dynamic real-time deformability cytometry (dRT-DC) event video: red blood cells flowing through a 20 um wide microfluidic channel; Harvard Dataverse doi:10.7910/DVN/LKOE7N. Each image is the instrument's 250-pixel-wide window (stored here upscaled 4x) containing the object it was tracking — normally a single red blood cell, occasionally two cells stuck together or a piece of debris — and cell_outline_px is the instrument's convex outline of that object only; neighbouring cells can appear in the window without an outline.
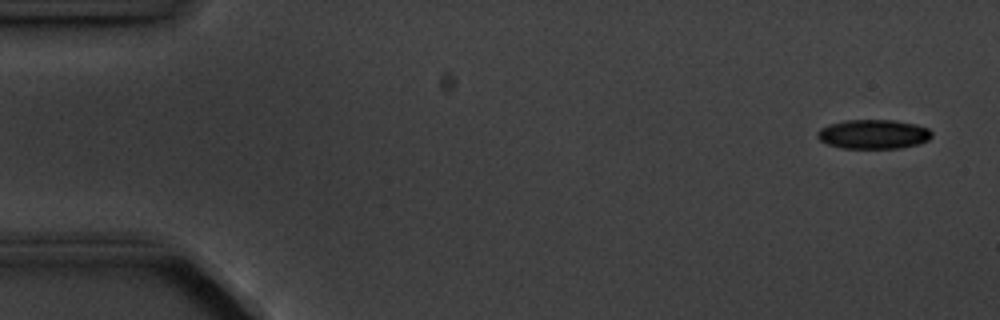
{"species": "common noctule bat (a hibernating species)", "species_latin": "Nyctalus noctula", "temperature_condition": "cold", "stored_images_in_passage": 5, "camera_frame_rate_fps": 3000, "um_per_image_px": 0.085, "animal": {"sex": "male", "body_mass_g": 20.1, "forearm_length_mm": 53.5}, "frame": {"image": 1, "passage_image": 1, "time_ms": 0.0, "image_size_px": [1000, 320], "cell_outline_px": [[932, 136], [928, 140], [916, 144], [900, 148], [840, 148], [828, 144], [820, 140], [816, 136], [816, 132], [820, 128], [828, 124], [844, 120], [892, 120], [916, 124], [928, 128], [932, 132]], "centroid_in_image_um": [74.21, 11.4], "position_along_channel_um": 10.8, "area_um2": 19.59}}
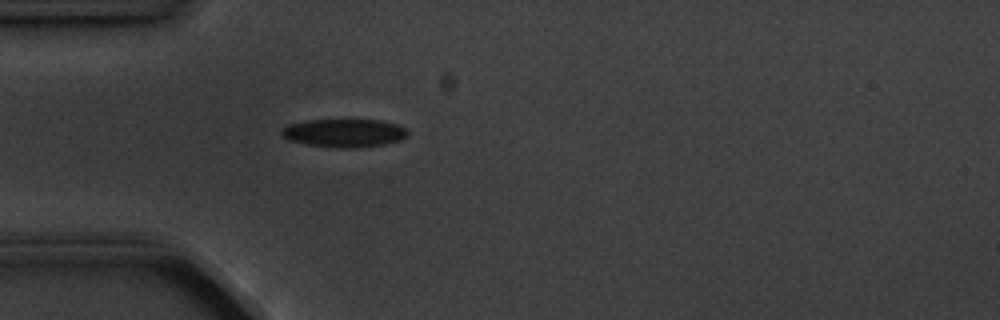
{"frame": {"image": 2, "passage_image": 5, "time_ms": 4.333, "image_size_px": [1000, 320], "cell_outline_px": [[408, 136], [400, 140], [384, 144], [356, 148], [340, 148], [308, 144], [288, 140], [280, 136], [280, 128], [288, 124], [308, 120], [380, 120], [396, 124], [404, 128], [408, 132]], "centroid_in_image_um": [29.21, 11.3], "position_along_channel_um": 55.8, "area_um2": 20.81}}